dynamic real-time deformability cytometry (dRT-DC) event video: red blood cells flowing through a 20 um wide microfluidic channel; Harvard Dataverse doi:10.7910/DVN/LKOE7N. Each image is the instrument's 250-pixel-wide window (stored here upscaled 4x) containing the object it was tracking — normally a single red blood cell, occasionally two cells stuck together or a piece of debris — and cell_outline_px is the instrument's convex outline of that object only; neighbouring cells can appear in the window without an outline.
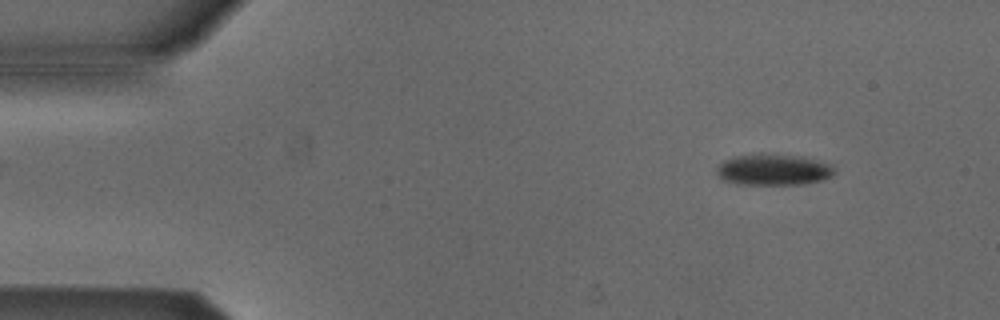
{"species": "Egyptian fruit bat (a non-hibernating species)", "species_latin": "Rousettus aegyptiacus", "temperature_condition": "cold", "stored_images_in_passage": 52, "camera_frame_rate_fps": 3000, "um_per_image_px": 0.085, "animal": {"sex": "male"}, "frame": {"image": 1, "passage_image": 5, "time_ms": 1.333, "image_size_px": [1000, 320], "cell_outline_px": [[836, 172], [832, 176], [824, 180], [800, 184], [736, 184], [724, 180], [716, 172], [716, 168], [724, 160], [736, 156], [760, 152], [800, 156], [832, 164], [836, 168]], "centroid_in_image_um": [65.77, 14.4], "position_along_channel_um": 19.2, "area_um2": 21.73}}
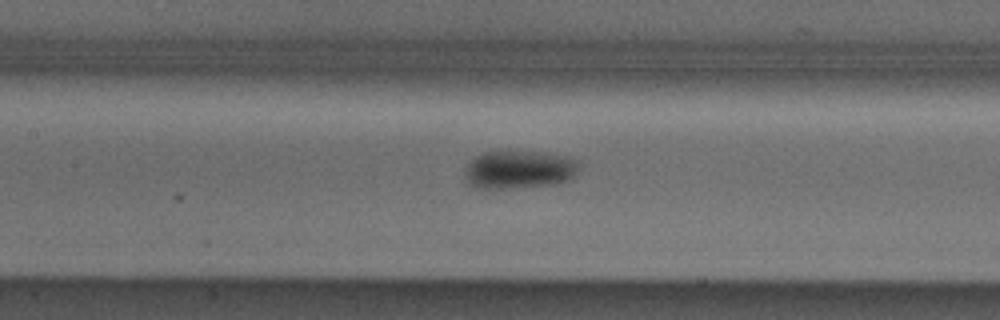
{"frame": {"image": 2, "passage_image": 23, "time_ms": 7.333, "image_size_px": [1000, 320], "cell_outline_px": [[580, 168], [568, 180], [556, 184], [512, 188], [480, 188], [468, 184], [464, 176], [464, 168], [476, 156], [484, 152], [548, 152], [580, 160]], "centroid_in_image_um": [44.14, 14.42], "position_along_channel_um": 163.3, "area_um2": 25.49}}
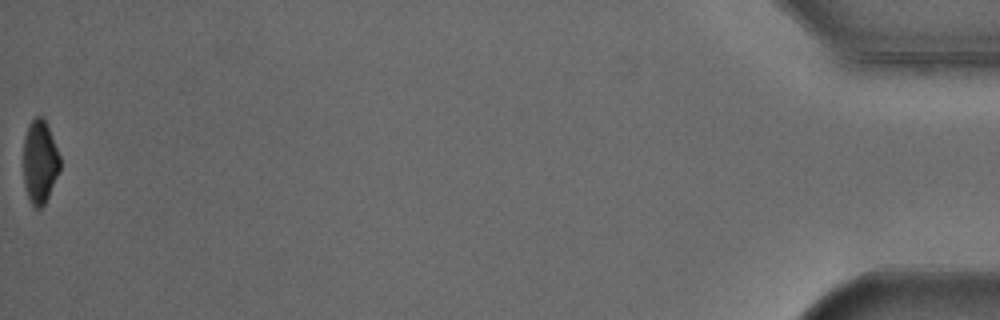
{"frame": {"image": 3, "passage_image": 52, "time_ms": 17.0, "image_size_px": [1000, 320], "cell_outline_px": [[60, 172], [44, 204], [40, 208], [36, 208], [32, 204], [28, 196], [24, 184], [24, 136], [28, 124], [36, 116], [44, 116], [60, 156]], "centroid_in_image_um": [3.4, 13.72], "position_along_channel_um": 431.8, "area_um2": 17.8}, "authors_computed_cell_mechanics": {"area_um2": 22.1952, "velocity_mm_per_s": 3.8686, "shape_relaxation_time_tau1_ms": 8.1863, "shape_relaxation_time_tau2_ms": null, "deformation_change_tau1": 0.1355, "deformation_change_tau2": null}}